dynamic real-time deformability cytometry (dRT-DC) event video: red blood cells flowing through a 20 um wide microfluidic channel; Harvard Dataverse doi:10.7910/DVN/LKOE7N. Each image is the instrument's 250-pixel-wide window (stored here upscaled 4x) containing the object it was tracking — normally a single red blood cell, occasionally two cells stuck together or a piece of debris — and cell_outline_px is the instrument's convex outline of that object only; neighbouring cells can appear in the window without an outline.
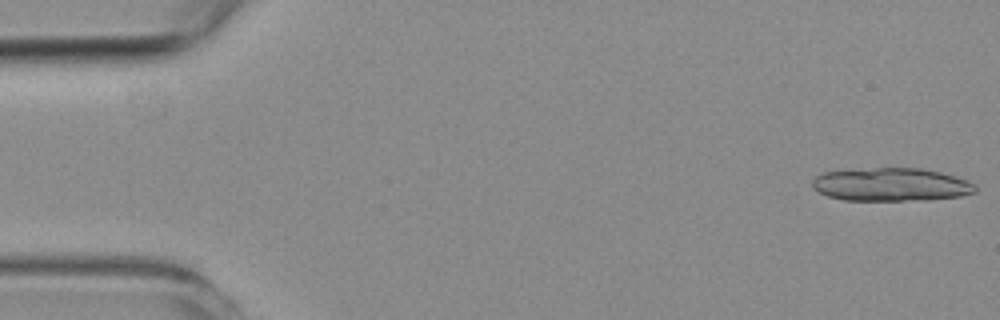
{"species": "common noctule bat (a hibernating species)", "species_latin": "Nyctalus noctula", "temperature_condition": "room temperature", "stored_images_in_passage": 21, "camera_frame_rate_fps": 3000, "um_per_image_px": 0.085, "animal": {"sex": "female", "body_mass_g": 19.3, "forearm_length_mm": 54.1}, "frame": {"image": 1, "passage_image": 1, "time_ms": 0.0, "image_size_px": [1000, 320], "cell_outline_px": [[976, 192], [960, 196], [924, 200], [844, 200], [828, 196], [812, 188], [812, 180], [816, 176], [824, 172], [876, 168], [920, 168], [940, 172], [968, 180], [976, 188]], "centroid_in_image_um": [75.74, 15.69], "position_along_channel_um": 9.3, "area_um2": 31.33}}